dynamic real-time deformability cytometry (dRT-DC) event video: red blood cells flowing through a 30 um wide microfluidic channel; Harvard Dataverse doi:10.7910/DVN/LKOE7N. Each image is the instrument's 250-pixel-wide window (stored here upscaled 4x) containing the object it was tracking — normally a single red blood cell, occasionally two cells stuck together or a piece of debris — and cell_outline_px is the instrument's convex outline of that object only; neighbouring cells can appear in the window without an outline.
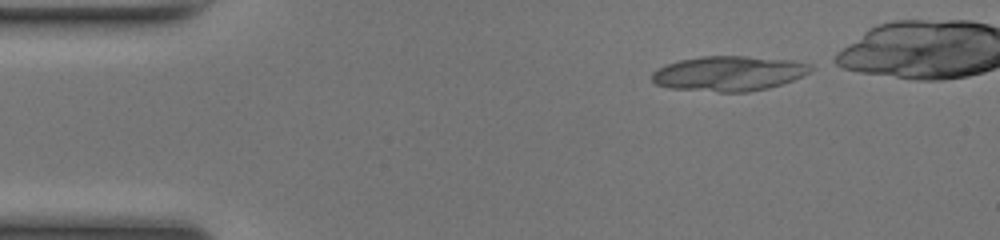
{"species": "common noctule bat (a hibernating species)", "species_latin": "Nyctalus noctula", "temperature_condition": "room temperature", "stored_images_in_passage": 11, "camera_frame_rate_fps": 3000, "um_per_image_px": 0.085, "animal": {"sex": "female", "body_mass_g": 17.0, "forearm_length_mm": 48.0}, "frame": {"image": 1, "passage_image": 1, "time_ms": 0.0, "image_size_px": [1000, 240], "cell_outline_px": [[816, 68], [792, 80], [768, 88], [748, 92], [720, 92], [668, 88], [656, 84], [652, 80], [652, 72], [668, 64], [680, 60], [700, 56], [744, 56], [792, 60], [808, 64]], "centroid_in_image_um": [61.94, 6.25], "position_along_channel_um": 23.1, "area_um2": 32.14}}